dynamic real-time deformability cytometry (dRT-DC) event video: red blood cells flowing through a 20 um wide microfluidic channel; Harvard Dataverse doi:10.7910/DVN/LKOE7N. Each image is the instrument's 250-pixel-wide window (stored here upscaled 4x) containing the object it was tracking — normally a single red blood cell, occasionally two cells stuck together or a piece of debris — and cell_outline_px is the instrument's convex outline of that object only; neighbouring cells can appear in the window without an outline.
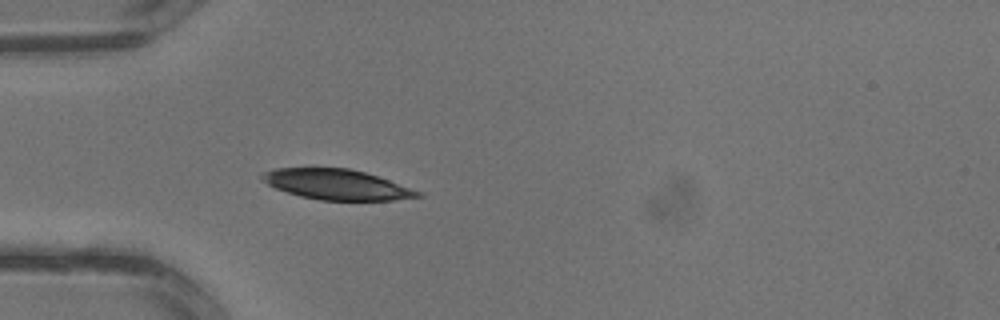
{"species": "common noctule bat (a hibernating species)", "species_latin": "Nyctalus noctula", "temperature_condition": "warm", "stored_images_in_passage": 2, "camera_frame_rate_fps": 3000, "um_per_image_px": 0.085, "animal": {"sex": "male", "body_mass_g": 13.3}, "frame": {"image": 1, "passage_image": 2, "time_ms": 0.333, "image_size_px": [1000, 320], "cell_outline_px": [[424, 196], [396, 200], [320, 200], [300, 196], [276, 188], [260, 180], [260, 172], [276, 168], [348, 168], [364, 172], [424, 192]], "centroid_in_image_um": [28.61, 15.68], "position_along_channel_um": 56.4, "area_um2": 27.46}}